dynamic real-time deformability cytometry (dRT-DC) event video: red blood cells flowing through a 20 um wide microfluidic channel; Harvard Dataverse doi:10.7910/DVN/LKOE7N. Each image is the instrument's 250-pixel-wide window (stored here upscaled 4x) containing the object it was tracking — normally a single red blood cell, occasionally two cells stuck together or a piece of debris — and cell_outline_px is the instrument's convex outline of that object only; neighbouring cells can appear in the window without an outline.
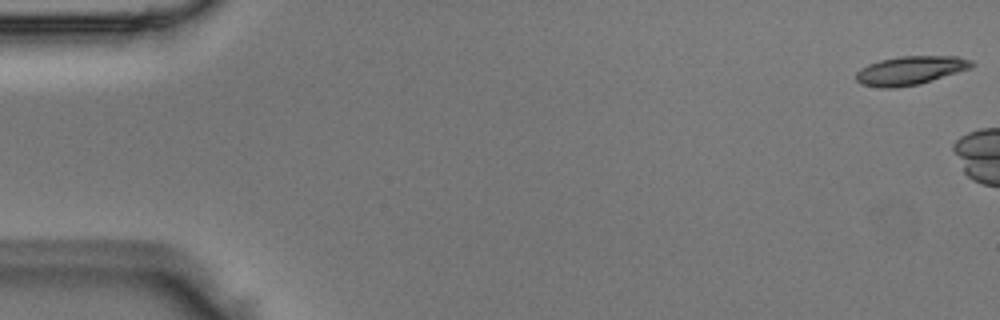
{"species": "Egyptian fruit bat (a non-hibernating species)", "species_latin": "Rousettus aegyptiacus", "temperature_condition": "room temperature", "stored_images_in_passage": 8, "camera_frame_rate_fps": 3000, "um_per_image_px": 0.085, "animal": {"sex": "male"}, "frame": {"image": 1, "passage_image": 1, "time_ms": 0.0, "image_size_px": [1000, 320], "cell_outline_px": [[976, 64], [972, 68], [920, 84], [896, 88], [880, 88], [860, 84], [856, 80], [856, 72], [860, 68], [868, 64], [880, 60], [900, 56], [956, 56], [972, 60]], "centroid_in_image_um": [77.38, 5.99], "position_along_channel_um": 7.6, "area_um2": 19.59}}